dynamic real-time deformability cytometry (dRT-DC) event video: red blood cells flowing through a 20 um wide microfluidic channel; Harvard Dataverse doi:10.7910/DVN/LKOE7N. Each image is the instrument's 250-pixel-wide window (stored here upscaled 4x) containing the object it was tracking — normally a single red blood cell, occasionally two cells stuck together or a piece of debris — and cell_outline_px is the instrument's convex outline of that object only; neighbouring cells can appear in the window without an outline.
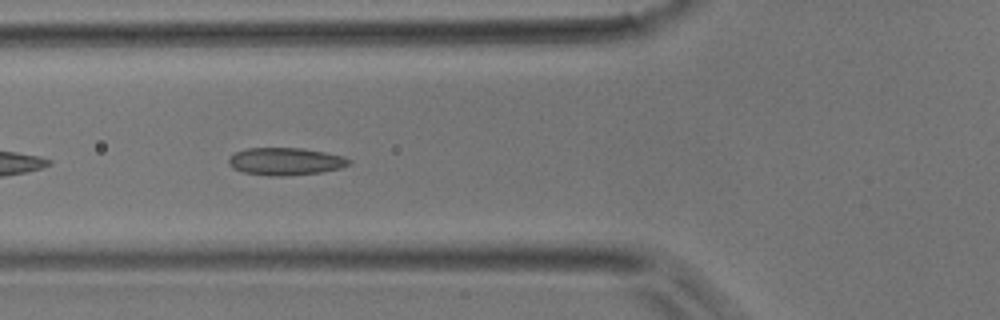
{"species": "common noctule bat (a hibernating species)", "species_latin": "Nyctalus noctula", "temperature_condition": "room temperature", "stored_images_in_passage": 16, "camera_frame_rate_fps": 3000, "um_per_image_px": 0.085, "animal": {"sex": "male", "body_mass_g": 17.9}, "frame": {"image": 1, "passage_image": 5, "time_ms": 1.333, "image_size_px": [1000, 320], "cell_outline_px": [[352, 164], [340, 168], [320, 172], [288, 176], [272, 176], [244, 172], [232, 168], [228, 164], [228, 156], [236, 152], [248, 148], [304, 148], [344, 156], [352, 160]], "centroid_in_image_um": [24.28, 13.72], "position_along_channel_um": 101.5, "area_um2": 19.42}}